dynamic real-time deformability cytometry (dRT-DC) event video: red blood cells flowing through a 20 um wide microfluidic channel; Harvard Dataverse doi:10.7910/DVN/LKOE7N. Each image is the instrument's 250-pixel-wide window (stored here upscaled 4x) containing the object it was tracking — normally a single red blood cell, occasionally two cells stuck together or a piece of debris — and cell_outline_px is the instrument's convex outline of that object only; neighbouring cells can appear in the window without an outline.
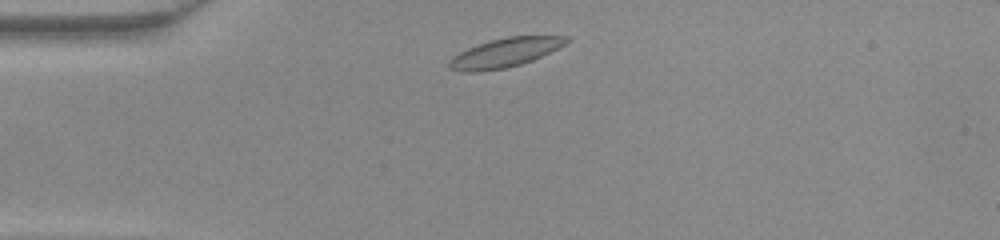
{"species": "common noctule bat (a hibernating species)", "species_latin": "Nyctalus noctula", "temperature_condition": "warm", "stored_images_in_passage": 40, "camera_frame_rate_fps": 3000, "um_per_image_px": 0.085, "animal": {"sex": "female", "body_mass_g": 22.0, "forearm_length_mm": 56.7}, "frame": {"image": 1, "passage_image": 3, "time_ms": 0.667, "image_size_px": [1000, 240], "cell_outline_px": [[572, 40], [532, 60], [520, 64], [504, 68], [480, 72], [460, 72], [448, 68], [448, 60], [452, 56], [476, 44], [508, 36], [568, 36]], "centroid_in_image_um": [42.85, 4.48], "position_along_channel_um": 42.1, "area_um2": 19.77}}
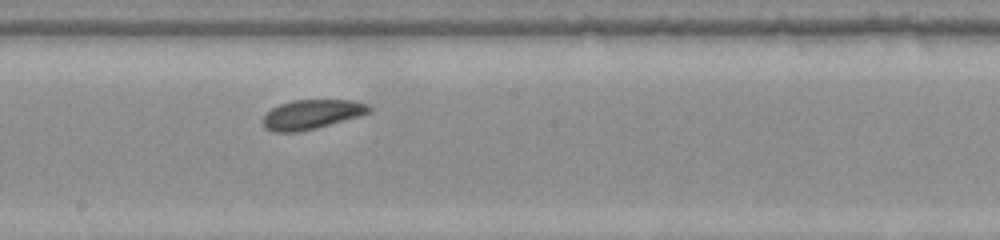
{"frame": {"image": 2, "passage_image": 18, "time_ms": 5.667, "image_size_px": [1000, 240], "cell_outline_px": [[372, 112], [360, 116], [316, 128], [296, 132], [272, 132], [264, 128], [260, 120], [272, 108], [280, 104], [292, 100], [356, 100], [368, 104], [372, 108]], "centroid_in_image_um": [26.5, 9.72], "position_along_channel_um": 221.7, "area_um2": 18.44}}
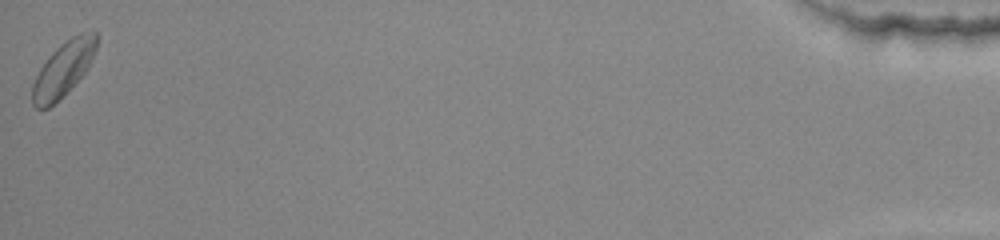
{"frame": {"image": 3, "passage_image": 40, "time_ms": 13.0, "image_size_px": [1000, 240], "cell_outline_px": [[96, 48], [84, 72], [48, 108], [36, 108], [32, 104], [32, 84], [40, 68], [52, 52], [60, 44], [72, 36], [80, 32], [96, 32]], "centroid_in_image_um": [5.34, 5.83], "position_along_channel_um": 429.9, "area_um2": 19.54}}